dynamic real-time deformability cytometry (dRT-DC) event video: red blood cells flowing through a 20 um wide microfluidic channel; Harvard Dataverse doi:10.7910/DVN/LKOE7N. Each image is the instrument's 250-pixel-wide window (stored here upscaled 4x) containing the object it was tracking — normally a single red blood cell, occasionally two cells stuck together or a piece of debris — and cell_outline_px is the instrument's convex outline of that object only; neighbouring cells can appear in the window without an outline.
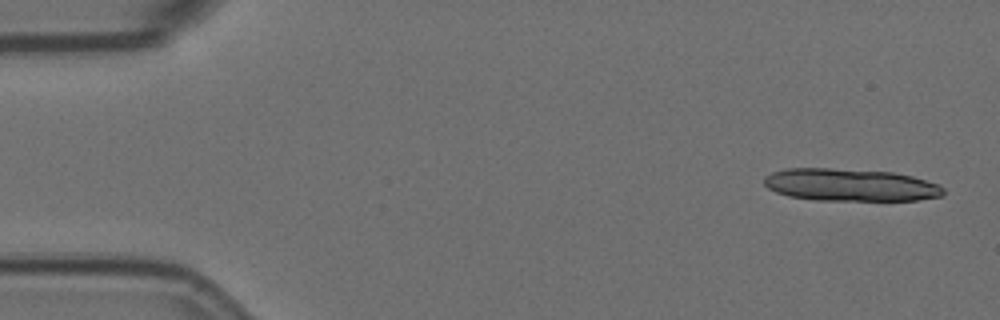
{"species": "Egyptian fruit bat (a non-hibernating species)", "species_latin": "Rousettus aegyptiacus", "temperature_condition": "room temperature", "stored_images_in_passage": 5, "camera_frame_rate_fps": 3000, "um_per_image_px": 0.085, "animal": {"sex": "female"}, "frame": {"image": 1, "passage_image": 1, "time_ms": 0.0, "image_size_px": [1000, 320], "cell_outline_px": [[944, 192], [940, 196], [916, 200], [816, 200], [788, 196], [776, 192], [768, 188], [764, 184], [764, 176], [772, 172], [784, 168], [832, 168], [892, 172], [912, 176], [940, 184], [944, 188]], "centroid_in_image_um": [72.25, 15.71], "position_along_channel_um": 12.8, "area_um2": 33.99}}